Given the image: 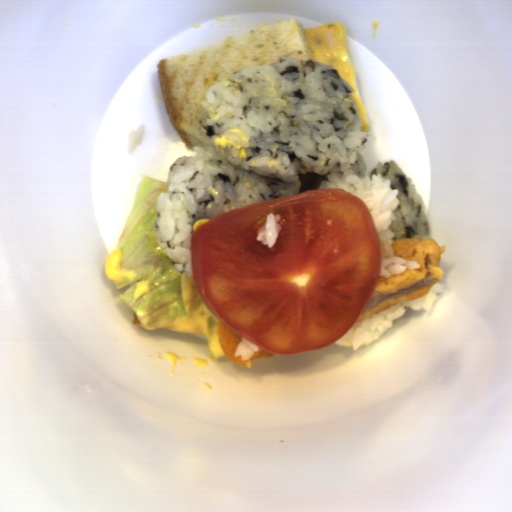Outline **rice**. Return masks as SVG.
Returning <instances> with one entry per match:
<instances>
[{"mask_svg": "<svg viewBox=\"0 0 512 512\" xmlns=\"http://www.w3.org/2000/svg\"><path fill=\"white\" fill-rule=\"evenodd\" d=\"M202 105L210 144L171 163L155 217L171 267L189 279L191 235L201 218L319 189L331 172L365 176L369 133L356 93L312 57L247 66L211 86Z\"/></svg>", "mask_w": 512, "mask_h": 512, "instance_id": "652b925c", "label": "rice"}, {"mask_svg": "<svg viewBox=\"0 0 512 512\" xmlns=\"http://www.w3.org/2000/svg\"><path fill=\"white\" fill-rule=\"evenodd\" d=\"M392 181L382 178L380 174L364 175L359 177L354 170L348 168L342 174L331 171L326 180L319 183L317 189L344 188L359 197L368 207L379 235L381 248L380 277L390 278L392 275L403 273L406 268L420 269L421 264L414 260H407L394 256L390 243L395 236L390 226L398 217L394 213L400 204V190L391 188Z\"/></svg>", "mask_w": 512, "mask_h": 512, "instance_id": "023b6e5f", "label": "rice"}, {"mask_svg": "<svg viewBox=\"0 0 512 512\" xmlns=\"http://www.w3.org/2000/svg\"><path fill=\"white\" fill-rule=\"evenodd\" d=\"M377 174L391 181L390 189L399 190L396 198L400 203L392 210L397 218L391 220L388 228L394 233L391 240L395 242L414 236H420L422 241L433 239L432 224L421 196L402 168L393 159L379 161L372 169L370 178Z\"/></svg>", "mask_w": 512, "mask_h": 512, "instance_id": "8eca5e8b", "label": "rice"}, {"mask_svg": "<svg viewBox=\"0 0 512 512\" xmlns=\"http://www.w3.org/2000/svg\"><path fill=\"white\" fill-rule=\"evenodd\" d=\"M444 284L436 283L429 290L428 294L412 301H398L394 306L379 311L377 314L355 322L353 326L333 344L342 347H352L357 350L365 344H370L381 337L392 326L394 319L401 318L407 308L413 310H429L438 298V294H443Z\"/></svg>", "mask_w": 512, "mask_h": 512, "instance_id": "acb35da6", "label": "rice"}, {"mask_svg": "<svg viewBox=\"0 0 512 512\" xmlns=\"http://www.w3.org/2000/svg\"><path fill=\"white\" fill-rule=\"evenodd\" d=\"M280 219L281 215L279 213L274 214L270 212L267 214L264 225L256 233V241H260L269 248H273L281 231Z\"/></svg>", "mask_w": 512, "mask_h": 512, "instance_id": "b023fe2a", "label": "rice"}, {"mask_svg": "<svg viewBox=\"0 0 512 512\" xmlns=\"http://www.w3.org/2000/svg\"><path fill=\"white\" fill-rule=\"evenodd\" d=\"M259 347L249 342L245 338L241 337V341L237 344L234 352V357L241 358L242 362H245L252 356H254L255 352L259 351Z\"/></svg>", "mask_w": 512, "mask_h": 512, "instance_id": "e3fd555f", "label": "rice"}]
</instances>
